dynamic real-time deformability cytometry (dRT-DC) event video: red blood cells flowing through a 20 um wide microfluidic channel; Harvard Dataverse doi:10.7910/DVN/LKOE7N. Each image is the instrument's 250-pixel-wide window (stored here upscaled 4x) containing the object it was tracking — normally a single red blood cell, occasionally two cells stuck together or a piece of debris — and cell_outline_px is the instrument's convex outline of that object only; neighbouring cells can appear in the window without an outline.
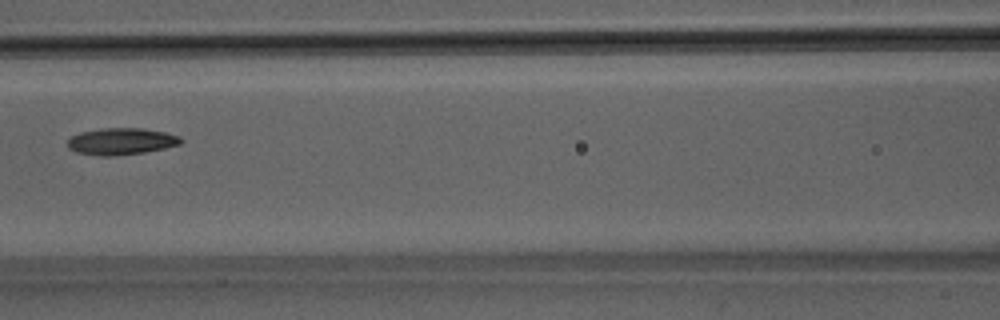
{"species": "Egyptian fruit bat (a non-hibernating species)", "species_latin": "Rousettus aegyptiacus", "temperature_condition": "room temperature", "stored_images_in_passage": 5, "camera_frame_rate_fps": 3000, "um_per_image_px": 0.085, "animal": {"sex": "male"}, "frame": {"image": 1, "passage_image": 5, "time_ms": 1.333, "image_size_px": [1000, 320], "cell_outline_px": [[184, 140], [180, 144], [164, 148], [144, 152], [112, 156], [100, 156], [76, 152], [68, 148], [68, 140], [72, 136], [80, 132], [100, 128], [144, 128], [164, 132], [180, 136]], "centroid_in_image_um": [10.3, 12.01], "position_along_channel_um": 156.3, "area_um2": 17.69}}